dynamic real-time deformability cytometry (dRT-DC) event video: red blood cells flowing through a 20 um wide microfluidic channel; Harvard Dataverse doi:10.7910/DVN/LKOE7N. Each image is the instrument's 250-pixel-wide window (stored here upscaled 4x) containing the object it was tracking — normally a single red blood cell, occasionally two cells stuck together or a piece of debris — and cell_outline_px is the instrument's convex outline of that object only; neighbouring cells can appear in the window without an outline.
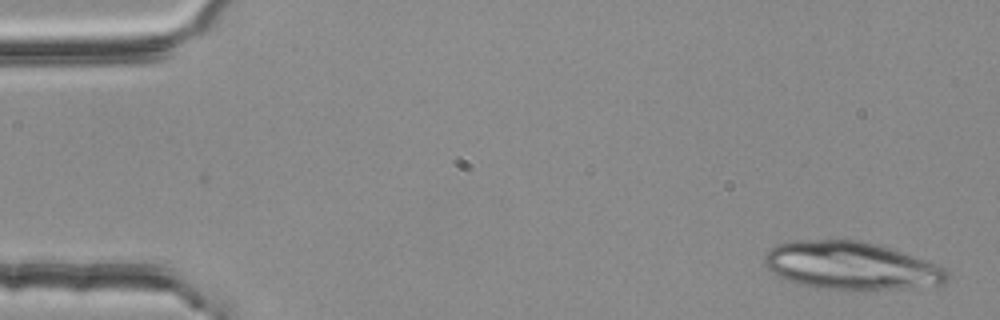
{"species": "common noctule bat (a hibernating species)", "species_latin": "Nyctalus noctula", "temperature_condition": "room temperature", "stored_images_in_passage": 28, "camera_frame_rate_fps": 3000, "um_per_image_px": 0.085, "animal": {"sex": "female", "body_mass_g": 25.1}, "frame": {"image": 1, "passage_image": 1, "time_ms": 0.0, "image_size_px": [1000, 320], "cell_outline_px": [[948, 280], [944, 284], [908, 288], [868, 292], [856, 292], [816, 288], [784, 280], [776, 276], [764, 264], [764, 256], [776, 244], [792, 240], [860, 240], [876, 244], [924, 260], [944, 268], [948, 272]], "centroid_in_image_um": [72.31, 22.63], "position_along_channel_um": 12.7, "area_um2": 51.73}}